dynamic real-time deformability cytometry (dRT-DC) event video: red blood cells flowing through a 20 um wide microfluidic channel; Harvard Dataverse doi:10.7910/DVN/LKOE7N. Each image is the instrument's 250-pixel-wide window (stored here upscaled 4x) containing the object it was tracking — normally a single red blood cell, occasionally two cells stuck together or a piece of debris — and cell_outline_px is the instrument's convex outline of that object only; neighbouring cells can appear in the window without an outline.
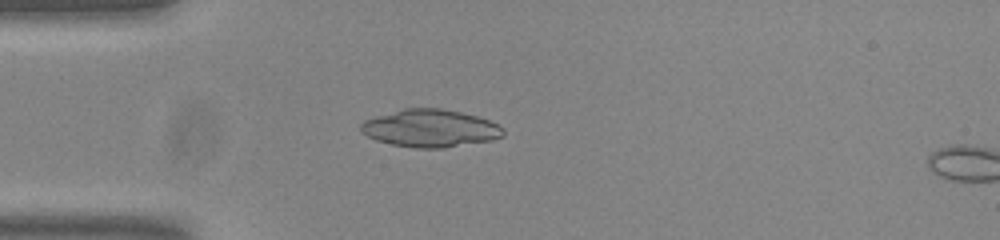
{"species": "common noctule bat (a hibernating species)", "species_latin": "Nyctalus noctula", "temperature_condition": "room temperature", "stored_images_in_passage": 17, "camera_frame_rate_fps": 3000, "um_per_image_px": 0.085, "animal": {"sex": "male", "body_mass_g": 20.0, "forearm_length_mm": 53.3}, "frame": {"image": 1, "passage_image": 15, "time_ms": 4.667, "image_size_px": [1000, 240], "cell_outline_px": [[504, 136], [492, 140], [444, 148], [416, 148], [392, 144], [376, 140], [360, 132], [360, 124], [364, 120], [376, 116], [404, 108], [440, 108], [460, 112], [476, 116], [488, 120], [504, 128]], "centroid_in_image_um": [36.56, 10.91], "position_along_channel_um": 48.4, "area_um2": 31.15}}